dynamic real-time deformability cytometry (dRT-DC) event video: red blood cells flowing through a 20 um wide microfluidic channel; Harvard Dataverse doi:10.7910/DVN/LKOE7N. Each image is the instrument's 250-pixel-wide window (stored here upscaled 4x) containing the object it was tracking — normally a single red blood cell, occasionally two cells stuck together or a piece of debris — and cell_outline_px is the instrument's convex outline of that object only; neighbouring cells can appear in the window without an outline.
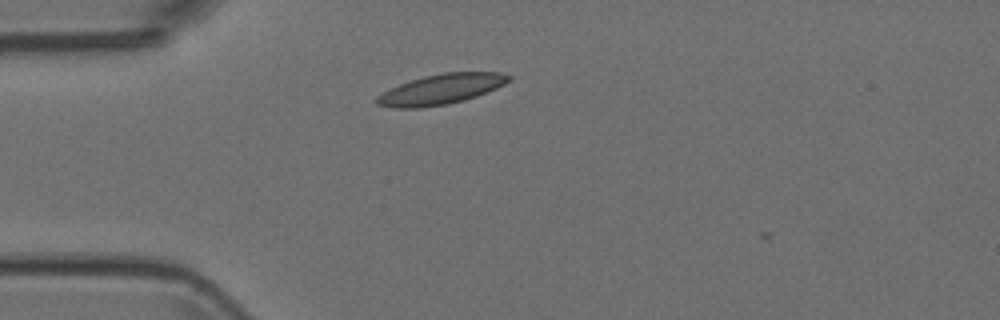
{"species": "Egyptian fruit bat (a non-hibernating species)", "species_latin": "Rousettus aegyptiacus", "temperature_condition": "room temperature", "stored_images_in_passage": 3, "camera_frame_rate_fps": 3000, "um_per_image_px": 0.085, "animal": {"sex": "female"}, "frame": {"image": 1, "passage_image": 2, "time_ms": 0.333, "image_size_px": [1000, 320], "cell_outline_px": [[512, 80], [496, 88], [476, 96], [464, 100], [448, 104], [420, 108], [396, 108], [376, 104], [372, 100], [376, 96], [400, 84], [424, 76], [444, 72], [500, 72], [512, 76]], "centroid_in_image_um": [37.49, 7.59], "position_along_channel_um": 47.5, "area_um2": 23.18}}